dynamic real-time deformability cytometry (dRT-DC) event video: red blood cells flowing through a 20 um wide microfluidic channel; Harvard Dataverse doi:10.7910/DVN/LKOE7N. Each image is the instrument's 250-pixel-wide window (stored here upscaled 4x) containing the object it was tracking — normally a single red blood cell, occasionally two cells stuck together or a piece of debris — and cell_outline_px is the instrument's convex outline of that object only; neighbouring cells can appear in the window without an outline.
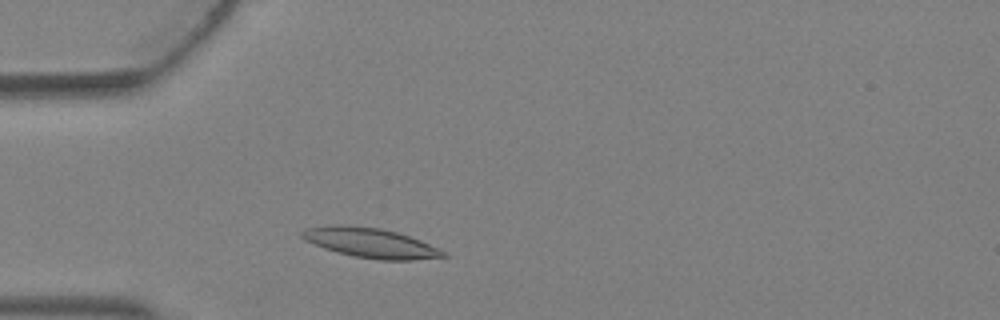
{"species": "Egyptian fruit bat (a non-hibernating species)", "species_latin": "Rousettus aegyptiacus", "temperature_condition": "warm", "stored_images_in_passage": 2, "camera_frame_rate_fps": 3000, "um_per_image_px": 0.085, "animal": {"sex": "female"}, "frame": {"image": 1, "passage_image": 2, "time_ms": 0.333, "image_size_px": [1000, 320], "cell_outline_px": [[448, 256], [412, 260], [380, 260], [352, 256], [324, 248], [304, 240], [300, 236], [300, 232], [304, 228], [332, 224], [344, 224], [380, 228], [396, 232], [420, 240], [440, 248], [448, 252]], "centroid_in_image_um": [31.48, 20.63], "position_along_channel_um": 53.5, "area_um2": 24.74}}